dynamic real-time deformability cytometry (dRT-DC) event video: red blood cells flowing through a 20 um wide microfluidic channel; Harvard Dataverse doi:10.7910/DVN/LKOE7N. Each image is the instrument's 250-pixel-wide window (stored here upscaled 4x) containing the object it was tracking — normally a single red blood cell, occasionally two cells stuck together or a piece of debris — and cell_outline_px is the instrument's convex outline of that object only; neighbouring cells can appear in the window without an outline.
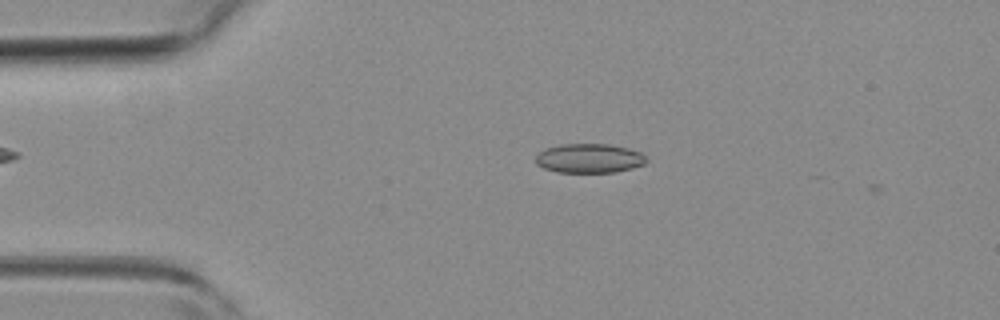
{"species": "common noctule bat (a hibernating species)", "species_latin": "Nyctalus noctula", "temperature_condition": "room temperature", "stored_images_in_passage": 5, "camera_frame_rate_fps": 3000, "um_per_image_px": 0.085, "animal": {"sex": "female", "body_mass_g": 19.3, "forearm_length_mm": 54.1}, "frame": {"image": 1, "passage_image": 2, "time_ms": 0.333, "image_size_px": [1000, 320], "cell_outline_px": [[648, 160], [644, 164], [632, 168], [616, 172], [556, 172], [544, 168], [536, 164], [536, 156], [544, 148], [560, 144], [608, 144], [628, 148], [640, 152]], "centroid_in_image_um": [50.07, 13.45], "position_along_channel_um": 34.9, "area_um2": 18.9}}